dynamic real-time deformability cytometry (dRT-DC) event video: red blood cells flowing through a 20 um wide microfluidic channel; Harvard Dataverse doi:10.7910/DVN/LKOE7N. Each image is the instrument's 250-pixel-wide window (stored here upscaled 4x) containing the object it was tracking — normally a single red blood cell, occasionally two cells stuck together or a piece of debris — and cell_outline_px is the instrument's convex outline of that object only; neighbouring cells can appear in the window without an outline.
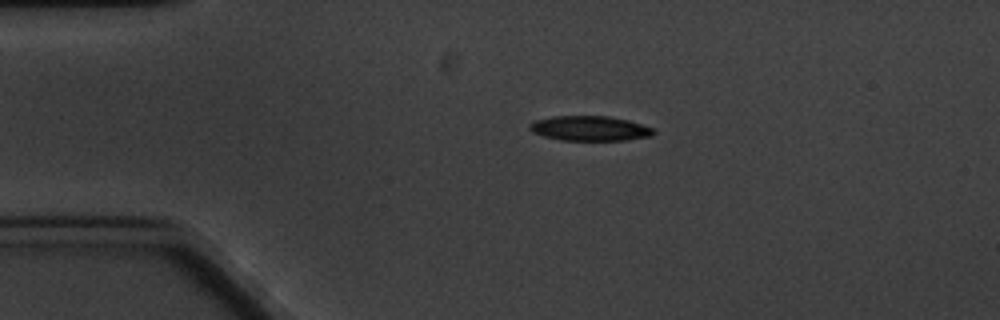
{"species": "common noctule bat (a hibernating species)", "species_latin": "Nyctalus noctula", "temperature_condition": "cold", "stored_images_in_passage": 4, "camera_frame_rate_fps": 3000, "um_per_image_px": 0.085, "animal": {"sex": "male", "body_mass_g": 20.1, "forearm_length_mm": 53.5}, "frame": {"image": 1, "passage_image": 2, "time_ms": 1.333, "image_size_px": [1000, 320], "cell_outline_px": [[656, 132], [652, 136], [624, 140], [560, 140], [544, 136], [532, 132], [528, 128], [528, 124], [536, 120], [552, 116], [608, 116], [628, 120], [652, 128]], "centroid_in_image_um": [50.11, 10.91], "position_along_channel_um": 34.9, "area_um2": 17.92}}
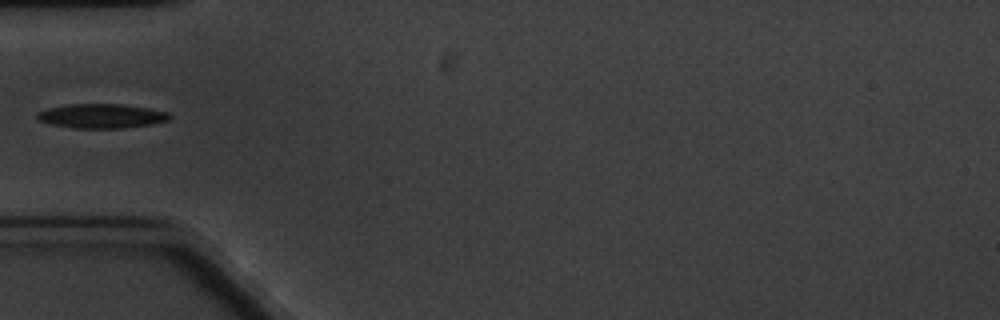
{"frame": {"image": 2, "passage_image": 4, "time_ms": 3.667, "image_size_px": [1000, 320], "cell_outline_px": [[172, 120], [152, 124], [124, 128], [72, 128], [48, 124], [40, 120], [36, 116], [36, 112], [48, 108], [68, 104], [120, 104], [148, 108], [168, 112], [172, 116]], "centroid_in_image_um": [8.64, 9.86], "position_along_channel_um": 76.4, "area_um2": 18.96}}